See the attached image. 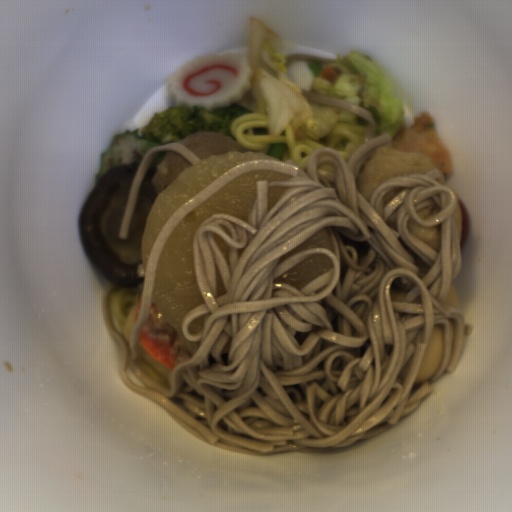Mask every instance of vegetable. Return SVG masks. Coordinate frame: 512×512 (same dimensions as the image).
I'll return each mask as SVG.
<instances>
[{
  "instance_id": "add77e79",
  "label": "vegetable",
  "mask_w": 512,
  "mask_h": 512,
  "mask_svg": "<svg viewBox=\"0 0 512 512\" xmlns=\"http://www.w3.org/2000/svg\"><path fill=\"white\" fill-rule=\"evenodd\" d=\"M252 68L251 85L237 104L267 114L270 135L279 136L288 127L295 139H325L336 128V106L302 96V87L292 82L286 69L283 47L260 19L250 17L247 51Z\"/></svg>"
},
{
  "instance_id": "ea0f7189",
  "label": "vegetable",
  "mask_w": 512,
  "mask_h": 512,
  "mask_svg": "<svg viewBox=\"0 0 512 512\" xmlns=\"http://www.w3.org/2000/svg\"><path fill=\"white\" fill-rule=\"evenodd\" d=\"M313 93L329 95L371 112L374 138L388 133L394 140L405 126V107L396 91L367 52L338 54L331 62L308 63Z\"/></svg>"
}]
</instances>
